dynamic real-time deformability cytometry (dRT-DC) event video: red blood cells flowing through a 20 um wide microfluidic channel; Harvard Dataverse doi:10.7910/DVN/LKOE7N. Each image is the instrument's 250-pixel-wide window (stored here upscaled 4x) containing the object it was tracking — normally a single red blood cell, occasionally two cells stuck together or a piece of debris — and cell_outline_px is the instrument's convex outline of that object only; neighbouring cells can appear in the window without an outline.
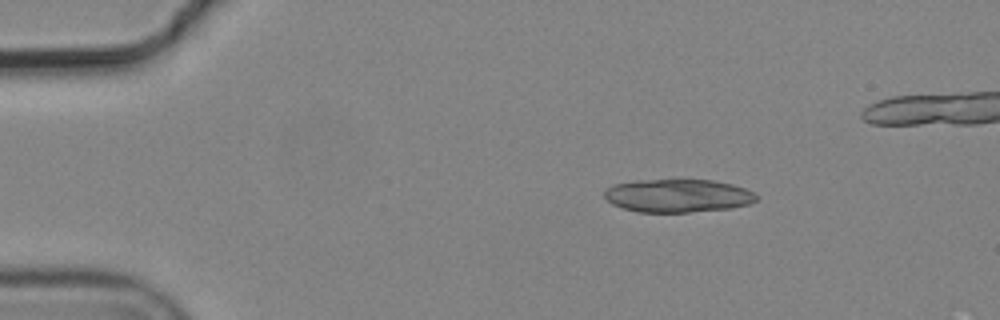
{"species": "common noctule bat (a hibernating species)", "species_latin": "Nyctalus noctula", "temperature_condition": "cold", "stored_images_in_passage": 4, "camera_frame_rate_fps": 3000, "um_per_image_px": 0.085, "animal": {"sex": "male", "body_mass_g": 19.2, "forearm_length_mm": 51.8}, "frame": {"image": 1, "passage_image": 1, "time_ms": 0.0, "image_size_px": [1000, 320], "cell_outline_px": [[756, 200], [748, 204], [732, 208], [688, 212], [636, 212], [620, 208], [612, 204], [604, 196], [604, 188], [612, 184], [636, 180], [712, 180], [732, 184], [756, 192]], "centroid_in_image_um": [57.57, 16.63], "position_along_channel_um": 27.4, "area_um2": 29.59}}